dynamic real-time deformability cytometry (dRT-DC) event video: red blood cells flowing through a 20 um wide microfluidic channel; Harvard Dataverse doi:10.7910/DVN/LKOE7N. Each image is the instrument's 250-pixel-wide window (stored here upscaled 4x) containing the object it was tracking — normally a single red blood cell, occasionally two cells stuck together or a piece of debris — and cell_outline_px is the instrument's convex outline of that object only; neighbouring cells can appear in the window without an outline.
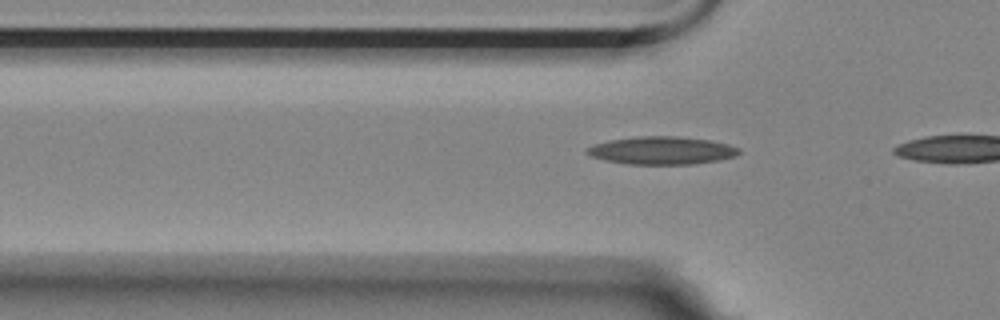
{"species": "Egyptian fruit bat (a non-hibernating species)", "species_latin": "Rousettus aegyptiacus", "temperature_condition": "room temperature", "stored_images_in_passage": 9, "camera_frame_rate_fps": 3000, "um_per_image_px": 0.085, "animal": {"sex": "female"}, "frame": {"image": 1, "passage_image": 6, "time_ms": 1.667, "image_size_px": [1000, 320], "cell_outline_px": [[740, 152], [736, 156], [720, 160], [692, 164], [628, 164], [604, 160], [592, 156], [584, 152], [584, 148], [608, 140], [636, 136], [676, 136], [708, 140], [728, 144], [740, 148]], "centroid_in_image_um": [56.23, 12.79], "position_along_channel_um": 69.6, "area_um2": 24.74}}